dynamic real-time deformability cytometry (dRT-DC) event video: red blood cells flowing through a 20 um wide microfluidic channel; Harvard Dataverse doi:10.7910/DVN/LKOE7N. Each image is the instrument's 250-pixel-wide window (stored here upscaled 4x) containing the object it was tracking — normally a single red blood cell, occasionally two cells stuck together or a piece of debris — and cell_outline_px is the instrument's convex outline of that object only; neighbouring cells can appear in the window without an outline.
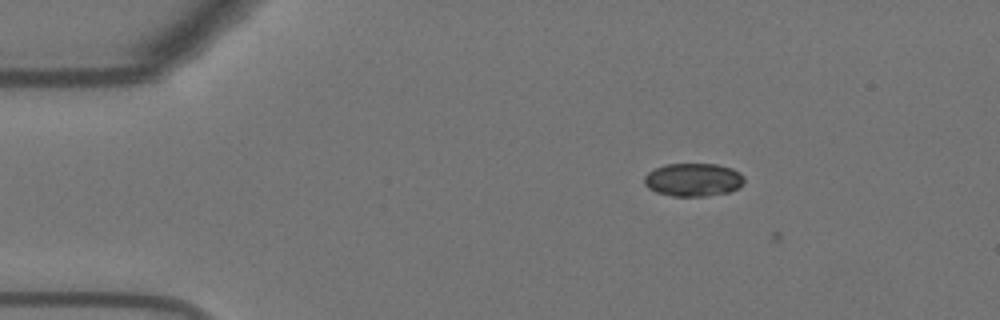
{"species": "Egyptian fruit bat (a non-hibernating species)", "species_latin": "Rousettus aegyptiacus", "temperature_condition": "warm", "stored_images_in_passage": 7, "camera_frame_rate_fps": 3000, "um_per_image_px": 0.085, "animal": {"sex": "female"}, "frame": {"image": 1, "passage_image": 6, "time_ms": 1.667, "image_size_px": [1000, 320], "cell_outline_px": [[744, 184], [728, 192], [704, 196], [672, 196], [656, 192], [648, 188], [644, 184], [644, 176], [648, 172], [664, 164], [716, 164], [732, 168], [740, 172], [744, 176]], "centroid_in_image_um": [58.92, 15.27], "position_along_channel_um": 26.1, "area_um2": 19.36}}